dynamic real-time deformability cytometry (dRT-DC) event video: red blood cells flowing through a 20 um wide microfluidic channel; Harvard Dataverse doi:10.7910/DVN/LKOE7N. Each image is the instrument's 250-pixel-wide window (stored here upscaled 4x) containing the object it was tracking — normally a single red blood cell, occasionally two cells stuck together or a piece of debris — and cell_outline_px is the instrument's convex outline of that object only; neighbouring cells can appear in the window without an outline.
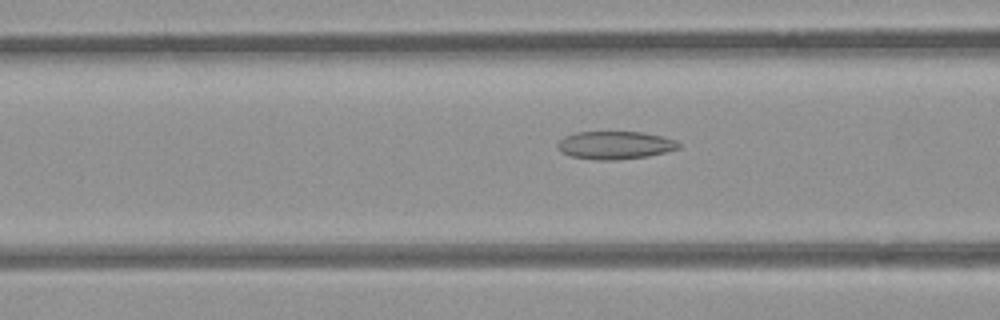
{"species": "common noctule bat (a hibernating species)", "species_latin": "Nyctalus noctula", "temperature_condition": "room temperature", "stored_images_in_passage": 53, "camera_frame_rate_fps": 3000, "um_per_image_px": 0.085, "animal": {"sex": "female", "body_mass_g": 21.9}, "frame": {"image": 1, "passage_image": 21, "time_ms": 6.667, "image_size_px": [1000, 320], "cell_outline_px": [[680, 148], [648, 156], [616, 160], [596, 160], [572, 156], [560, 152], [556, 148], [556, 144], [564, 136], [576, 132], [644, 132], [664, 136], [676, 140], [680, 144]], "centroid_in_image_um": [52.27, 12.33], "position_along_channel_um": 114.3, "area_um2": 19.88}}
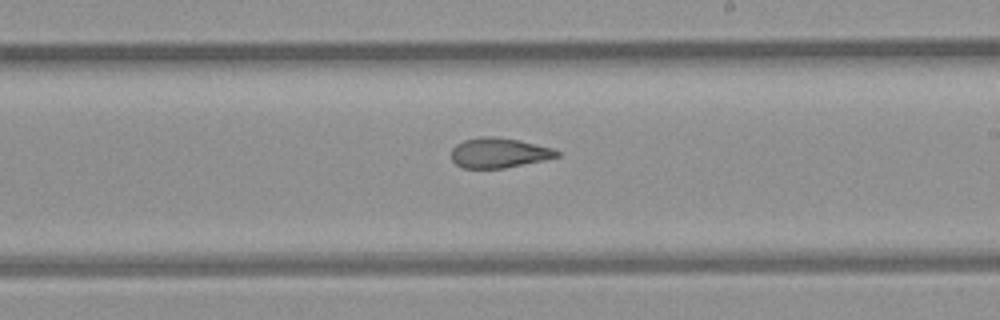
{"frame": {"image": 2, "passage_image": 31, "time_ms": 10.0, "image_size_px": [1000, 320], "cell_outline_px": [[560, 156], [544, 160], [504, 168], [464, 168], [456, 164], [452, 160], [452, 148], [456, 144], [464, 140], [480, 136], [496, 136], [520, 140], [552, 148], [560, 152]], "centroid_in_image_um": [42.41, 12.98], "position_along_channel_um": 246.6, "area_um2": 18.5}}
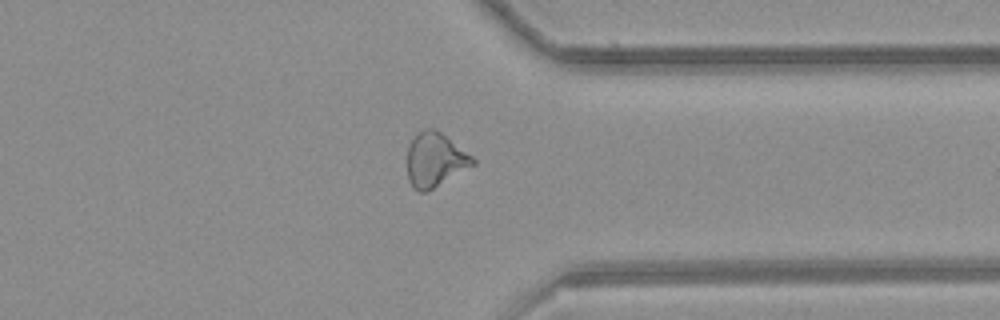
{"frame": {"image": 3, "passage_image": 41, "time_ms": 13.333, "image_size_px": [1000, 320], "cell_outline_px": [[476, 164], [428, 192], [420, 192], [408, 180], [408, 148], [412, 136], [416, 132], [424, 128], [432, 128], [440, 132], [472, 156], [476, 160]], "centroid_in_image_um": [36.97, 13.58], "position_along_channel_um": 374.4, "area_um2": 20.69}, "authors_computed_cell_mechanics": {"area_um2": 21.3282, "velocity_mm_per_s": 3.9575, "shape_relaxation_time_tau1_ms": null, "shape_relaxation_time_tau2_ms": 2.8495, "deformation_change_tau1": null, "deformation_change_tau2": 0.1006}}